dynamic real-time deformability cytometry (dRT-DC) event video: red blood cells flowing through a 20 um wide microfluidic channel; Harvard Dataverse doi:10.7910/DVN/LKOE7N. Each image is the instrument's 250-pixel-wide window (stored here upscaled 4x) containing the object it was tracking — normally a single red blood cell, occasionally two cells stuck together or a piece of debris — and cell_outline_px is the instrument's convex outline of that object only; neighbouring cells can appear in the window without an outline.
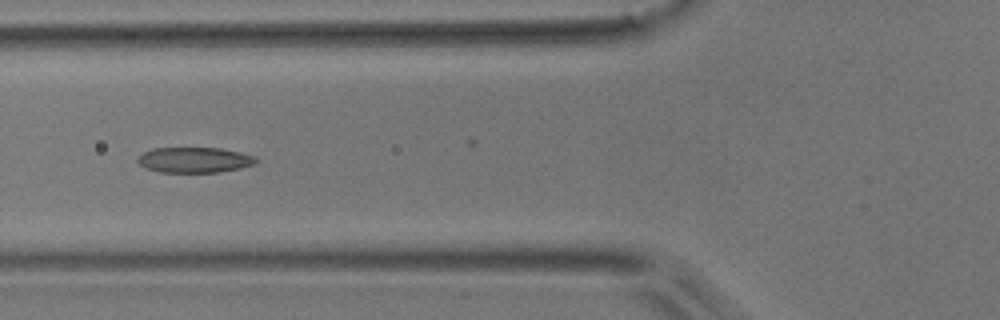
{"species": "common noctule bat (a hibernating species)", "species_latin": "Nyctalus noctula", "temperature_condition": "room temperature", "stored_images_in_passage": 6, "camera_frame_rate_fps": 3000, "um_per_image_px": 0.085, "animal": {"sex": "male", "body_mass_g": 17.9}, "frame": {"image": 1, "passage_image": 5, "time_ms": 1.333, "image_size_px": [1000, 320], "cell_outline_px": [[260, 160], [256, 164], [240, 168], [220, 172], [160, 172], [144, 168], [136, 160], [144, 152], [152, 148], [220, 148], [240, 152], [256, 156]], "centroid_in_image_um": [16.57, 13.59], "position_along_channel_um": 109.2, "area_um2": 17.69}}
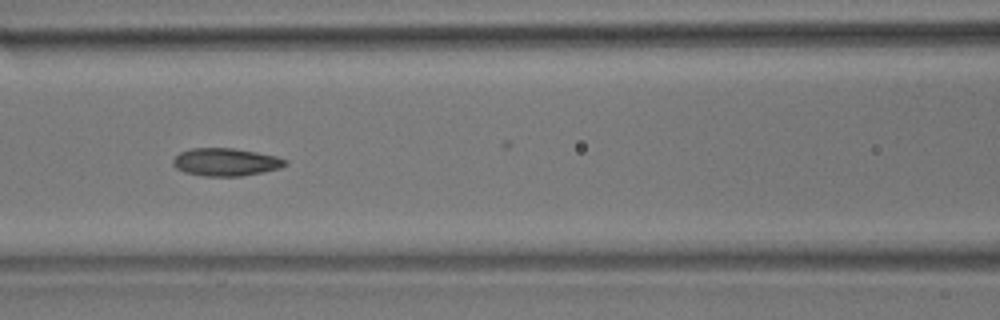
{"frame": {"image": 2, "passage_image": 6, "time_ms": 1.667, "image_size_px": [1000, 320], "cell_outline_px": [[288, 164], [280, 168], [264, 172], [240, 176], [204, 176], [184, 172], [176, 168], [172, 164], [172, 160], [180, 152], [192, 148], [232, 148], [256, 152], [276, 156], [288, 160]], "centroid_in_image_um": [19.2, 13.78], "position_along_channel_um": 147.4, "area_um2": 18.21}}